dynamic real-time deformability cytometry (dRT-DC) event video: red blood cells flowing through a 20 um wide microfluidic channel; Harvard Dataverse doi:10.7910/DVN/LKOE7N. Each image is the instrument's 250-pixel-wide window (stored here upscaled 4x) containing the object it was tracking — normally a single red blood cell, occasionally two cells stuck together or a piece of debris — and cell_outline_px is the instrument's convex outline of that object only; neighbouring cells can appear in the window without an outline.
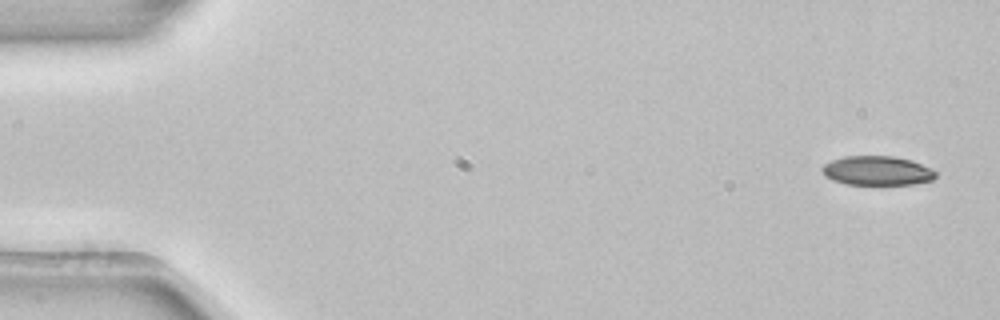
{"species": "common noctule bat (a hibernating species)", "species_latin": "Nyctalus noctula", "temperature_condition": "room temperature", "stored_images_in_passage": 4, "camera_frame_rate_fps": 3000, "um_per_image_px": 0.085, "animal": {"sex": "female", "body_mass_g": 22.7, "forearm_length_mm": 54.2}, "frame": {"image": 1, "passage_image": 1, "time_ms": 0.0, "image_size_px": [1000, 320], "cell_outline_px": [[936, 176], [932, 180], [912, 184], [844, 184], [832, 180], [824, 176], [820, 168], [824, 164], [832, 160], [844, 156], [892, 156], [912, 160], [932, 168], [936, 172]], "centroid_in_image_um": [74.54, 14.5], "position_along_channel_um": 10.5, "area_um2": 19.48}}
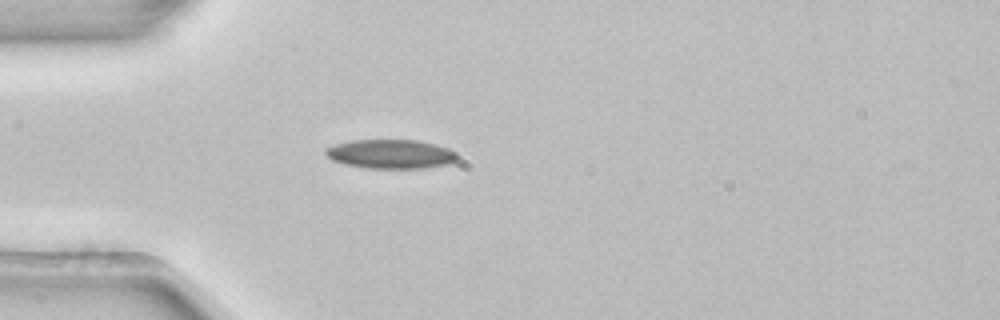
{"frame": {"image": 2, "passage_image": 4, "time_ms": 1.0, "image_size_px": [1000, 320], "cell_outline_px": [[456, 160], [444, 164], [420, 168], [368, 168], [344, 164], [332, 160], [324, 152], [324, 148], [336, 144], [352, 140], [416, 140], [436, 144], [448, 148], [456, 152]], "centroid_in_image_um": [33.17, 13.08], "position_along_channel_um": 51.8, "area_um2": 22.14}}